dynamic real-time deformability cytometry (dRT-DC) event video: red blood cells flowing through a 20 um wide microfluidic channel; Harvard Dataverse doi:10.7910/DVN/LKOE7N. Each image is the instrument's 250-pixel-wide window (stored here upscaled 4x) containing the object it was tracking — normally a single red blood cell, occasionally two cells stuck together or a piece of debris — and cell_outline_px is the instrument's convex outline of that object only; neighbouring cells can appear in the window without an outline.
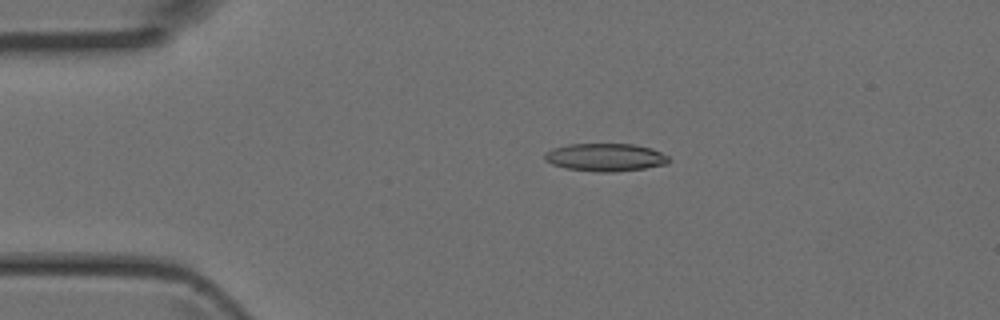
{"species": "Egyptian fruit bat (a non-hibernating species)", "species_latin": "Rousettus aegyptiacus", "temperature_condition": "room temperature", "stored_images_in_passage": 3, "segment_of_instrument_passage": [1, 2], "camera_frame_rate_fps": 3000, "um_per_image_px": 0.085, "animal": {"sex": "female"}, "frame": {"image": 1, "passage_image": 1, "time_ms": 0.0, "image_size_px": [1000, 320], "cell_outline_px": [[672, 160], [668, 164], [644, 168], [616, 172], [600, 172], [564, 168], [552, 164], [544, 160], [544, 152], [552, 148], [568, 144], [636, 144], [652, 148], [668, 156]], "centroid_in_image_um": [51.46, 13.37], "position_along_channel_um": 33.5, "area_um2": 20.4}}